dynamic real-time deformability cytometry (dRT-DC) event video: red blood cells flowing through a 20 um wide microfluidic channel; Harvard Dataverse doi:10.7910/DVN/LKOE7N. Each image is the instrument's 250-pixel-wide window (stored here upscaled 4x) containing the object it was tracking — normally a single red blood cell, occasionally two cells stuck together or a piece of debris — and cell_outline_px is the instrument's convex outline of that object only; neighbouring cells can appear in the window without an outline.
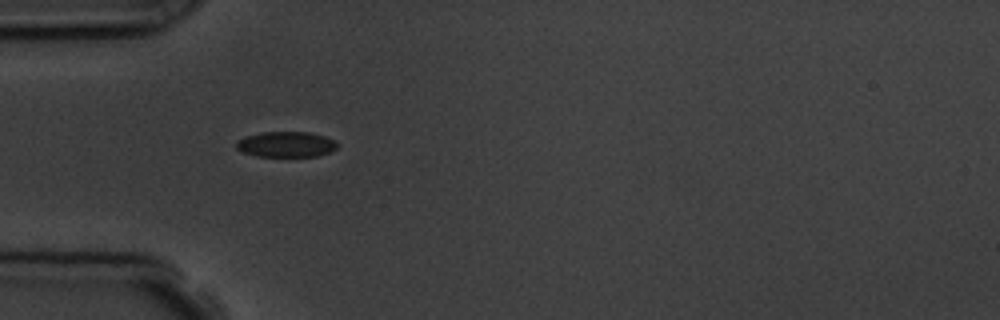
{"species": "common noctule bat (a hibernating species)", "species_latin": "Nyctalus noctula", "temperature_condition": "room temperature", "stored_images_in_passage": 2, "camera_frame_rate_fps": 3000, "um_per_image_px": 0.085, "animal": {"sex": "male", "body_mass_g": 19.5, "forearm_length_mm": 54.6}, "frame": {"image": 1, "passage_image": 1, "time_ms": 0.0, "image_size_px": [1000, 320], "cell_outline_px": [[336, 148], [328, 152], [316, 156], [256, 156], [244, 152], [236, 148], [236, 140], [248, 136], [264, 132], [308, 132], [324, 136], [332, 140], [336, 144]], "centroid_in_image_um": [24.28, 12.27], "position_along_channel_um": 60.7, "area_um2": 14.68}}